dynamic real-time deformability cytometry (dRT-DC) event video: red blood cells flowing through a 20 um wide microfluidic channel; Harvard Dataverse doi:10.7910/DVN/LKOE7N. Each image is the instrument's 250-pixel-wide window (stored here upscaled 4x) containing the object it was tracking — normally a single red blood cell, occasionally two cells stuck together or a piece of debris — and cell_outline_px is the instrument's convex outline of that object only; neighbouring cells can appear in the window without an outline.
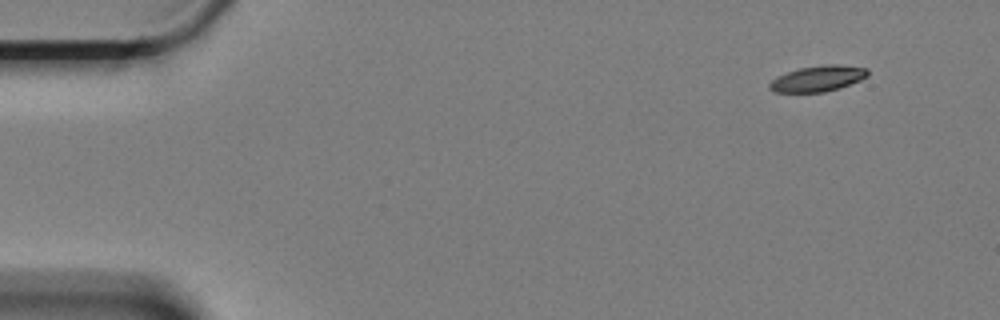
{"species": "Egyptian fruit bat (a non-hibernating species)", "species_latin": "Rousettus aegyptiacus", "temperature_condition": "cold", "stored_images_in_passage": 57, "camera_frame_rate_fps": 3000, "um_per_image_px": 0.085, "animal": {"sex": "female"}, "frame": {"image": 1, "passage_image": 1, "time_ms": 0.0, "image_size_px": [1000, 320], "cell_outline_px": [[868, 76], [860, 80], [824, 92], [776, 92], [768, 88], [768, 84], [776, 76], [800, 68], [824, 64], [840, 64], [868, 68]], "centroid_in_image_um": [69.5, 6.66], "position_along_channel_um": 15.5, "area_um2": 14.68}}
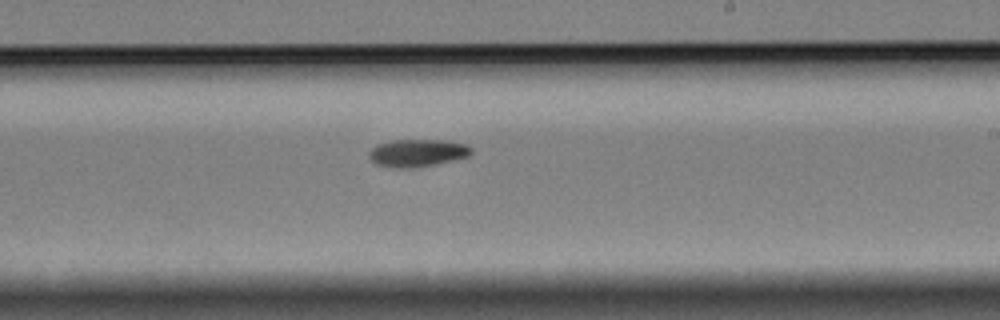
{"frame": {"image": 2, "passage_image": 32, "time_ms": 10.333, "image_size_px": [1000, 320], "cell_outline_px": [[472, 152], [468, 156], [436, 164], [416, 168], [392, 168], [376, 164], [368, 156], [368, 152], [376, 144], [392, 140], [448, 140], [464, 144], [472, 148]], "centroid_in_image_um": [35.44, 13.0], "position_along_channel_um": 253.6, "area_um2": 16.53}}
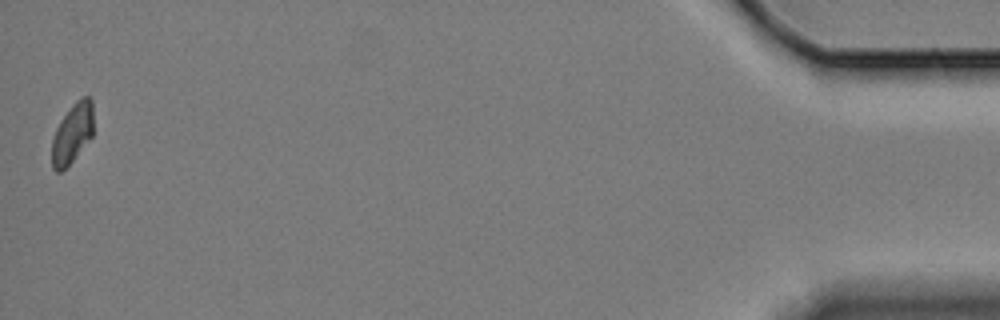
{"frame": {"image": 3, "passage_image": 56, "time_ms": 18.333, "image_size_px": [1000, 320], "cell_outline_px": [[92, 136], [72, 160], [60, 172], [56, 172], [52, 168], [52, 140], [56, 128], [60, 120], [72, 104], [80, 96], [88, 96], [92, 100]], "centroid_in_image_um": [6.13, 11.3], "position_along_channel_um": 429.1, "area_um2": 14.33}}